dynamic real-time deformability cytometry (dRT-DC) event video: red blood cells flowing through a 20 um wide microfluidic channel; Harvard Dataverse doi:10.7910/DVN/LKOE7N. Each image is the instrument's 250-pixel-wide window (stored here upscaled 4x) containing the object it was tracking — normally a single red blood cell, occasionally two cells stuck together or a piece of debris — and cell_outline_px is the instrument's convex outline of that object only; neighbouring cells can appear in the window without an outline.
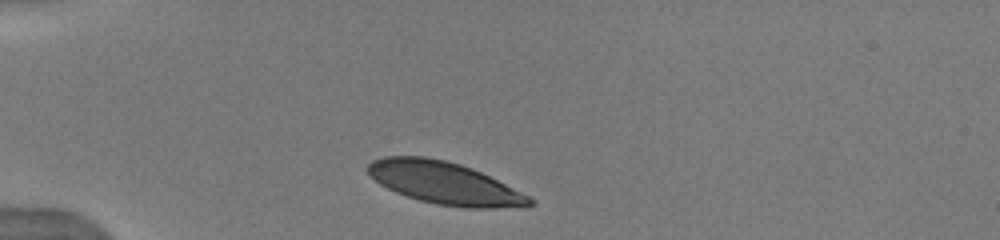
{"species": "human", "species_latin": "Homo sapiens", "temperature_condition": "warm", "stored_images_in_passage": 5, "camera_frame_rate_fps": 3000, "um_per_image_px": 0.085, "donor": {"sex": "male"}, "frame": {"image": 1, "passage_image": 1, "time_ms": 0.0, "image_size_px": [1000, 240], "cell_outline_px": [[536, 204], [528, 208], [468, 208], [436, 204], [420, 200], [396, 192], [380, 184], [364, 168], [372, 160], [384, 156], [424, 156], [444, 160], [460, 164], [472, 168], [536, 200]], "centroid_in_image_um": [37.81, 15.57], "position_along_channel_um": 47.2, "area_um2": 39.82}}